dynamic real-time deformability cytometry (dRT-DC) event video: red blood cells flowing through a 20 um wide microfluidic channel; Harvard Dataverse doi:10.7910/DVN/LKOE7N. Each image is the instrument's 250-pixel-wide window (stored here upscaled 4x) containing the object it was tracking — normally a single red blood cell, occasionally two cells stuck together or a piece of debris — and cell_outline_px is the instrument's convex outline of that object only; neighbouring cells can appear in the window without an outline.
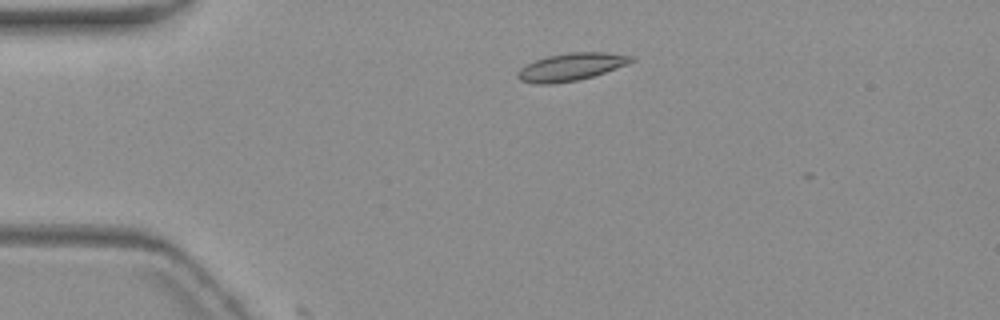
{"species": "common noctule bat (a hibernating species)", "species_latin": "Nyctalus noctula", "temperature_condition": "warm", "stored_images_in_passage": 5, "camera_frame_rate_fps": 3000, "um_per_image_px": 0.085, "animal": {"sex": "female", "body_mass_g": 19.3, "forearm_length_mm": 54.1}, "frame": {"image": 1, "passage_image": 2, "time_ms": 1.333, "image_size_px": [1000, 320], "cell_outline_px": [[636, 60], [628, 64], [580, 80], [552, 84], [536, 84], [520, 80], [516, 76], [516, 72], [524, 64], [548, 56], [572, 52], [604, 52], [632, 56]], "centroid_in_image_um": [48.5, 5.69], "position_along_channel_um": 36.5, "area_um2": 18.26}}